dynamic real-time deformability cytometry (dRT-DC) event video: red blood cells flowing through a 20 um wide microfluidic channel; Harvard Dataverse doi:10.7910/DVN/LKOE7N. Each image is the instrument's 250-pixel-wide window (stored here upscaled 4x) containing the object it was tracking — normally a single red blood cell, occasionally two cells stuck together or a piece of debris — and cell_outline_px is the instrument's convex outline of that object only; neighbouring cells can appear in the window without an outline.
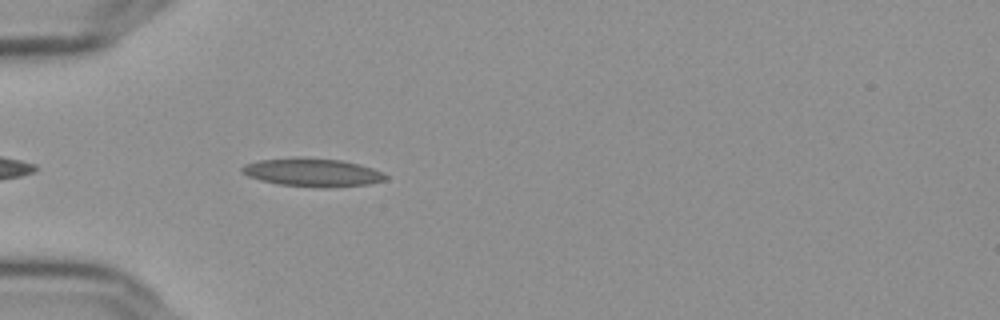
{"species": "Egyptian fruit bat (a non-hibernating species)", "species_latin": "Rousettus aegyptiacus", "temperature_condition": "cold", "stored_images_in_passage": 28, "camera_frame_rate_fps": 3000, "um_per_image_px": 0.085, "frame": {"image": 1, "passage_image": 4, "time_ms": 1.0, "image_size_px": [1000, 320], "cell_outline_px": [[388, 180], [368, 184], [328, 188], [324, 188], [280, 184], [260, 180], [248, 176], [240, 172], [240, 168], [244, 164], [256, 160], [296, 156], [300, 156], [340, 160], [360, 164], [384, 172], [388, 176]], "centroid_in_image_um": [26.55, 14.64], "position_along_channel_um": 58.4, "area_um2": 24.16}}
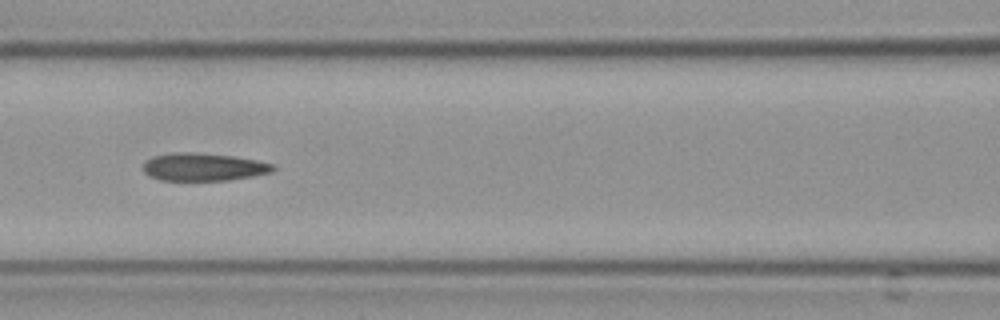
{"frame": {"image": 2, "passage_image": 12, "time_ms": 3.667, "image_size_px": [1000, 320], "cell_outline_px": [[276, 168], [272, 172], [252, 176], [228, 180], [160, 180], [148, 176], [144, 172], [144, 160], [152, 156], [176, 152], [188, 152], [232, 156], [256, 160], [276, 164]], "centroid_in_image_um": [17.29, 14.19], "position_along_channel_um": 149.3, "area_um2": 21.04}}
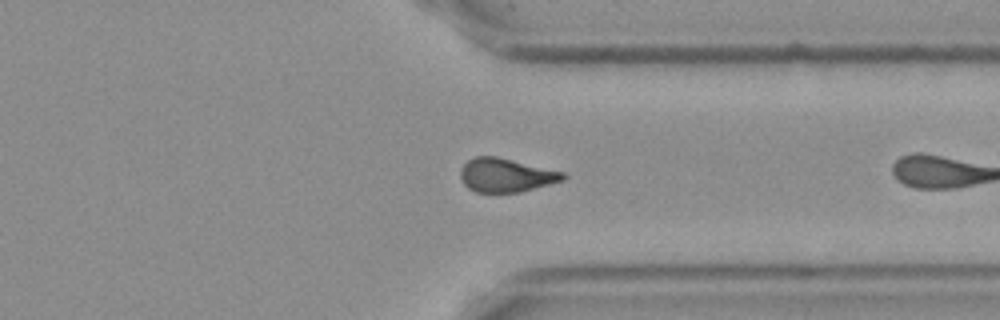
{"frame": {"image": 3, "passage_image": 27, "time_ms": 8.667, "image_size_px": [1000, 320], "cell_outline_px": [[568, 176], [564, 180], [520, 192], [476, 192], [468, 188], [464, 184], [460, 176], [460, 168], [468, 160], [476, 156], [496, 156], [564, 172]], "centroid_in_image_um": [43.0, 14.89], "position_along_channel_um": 368.4, "area_um2": 20.11}}